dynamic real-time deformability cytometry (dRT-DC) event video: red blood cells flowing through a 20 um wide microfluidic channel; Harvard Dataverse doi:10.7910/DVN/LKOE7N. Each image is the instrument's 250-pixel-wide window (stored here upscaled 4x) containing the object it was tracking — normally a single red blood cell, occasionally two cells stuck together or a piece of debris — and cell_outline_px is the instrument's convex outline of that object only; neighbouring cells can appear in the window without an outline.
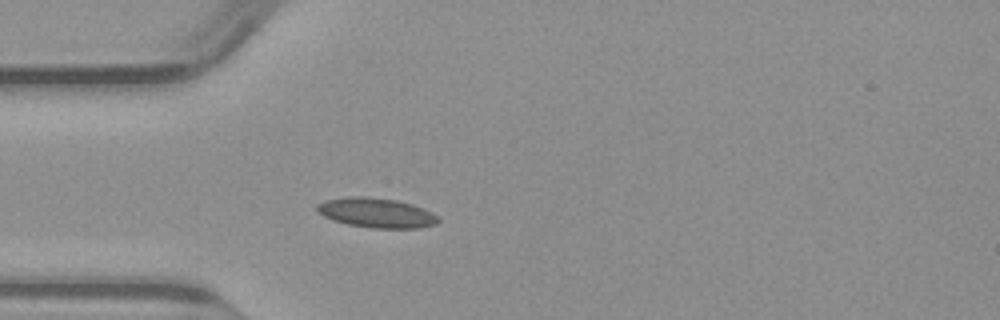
{"species": "common noctule bat (a hibernating species)", "species_latin": "Nyctalus noctula", "temperature_condition": "warm", "stored_images_in_passage": 37, "camera_frame_rate_fps": 3000, "um_per_image_px": 0.085, "animal": {"sex": "male", "body_mass_g": 23.1, "forearm_length_mm": 52.7}, "frame": {"image": 1, "passage_image": 1, "time_ms": 0.0, "image_size_px": [1000, 320], "cell_outline_px": [[440, 220], [436, 224], [420, 228], [372, 228], [348, 224], [332, 220], [316, 212], [316, 204], [324, 200], [348, 196], [368, 196], [396, 200], [412, 204], [424, 208], [440, 216]], "centroid_in_image_um": [31.99, 18.08], "position_along_channel_um": 53.0, "area_um2": 21.33}}
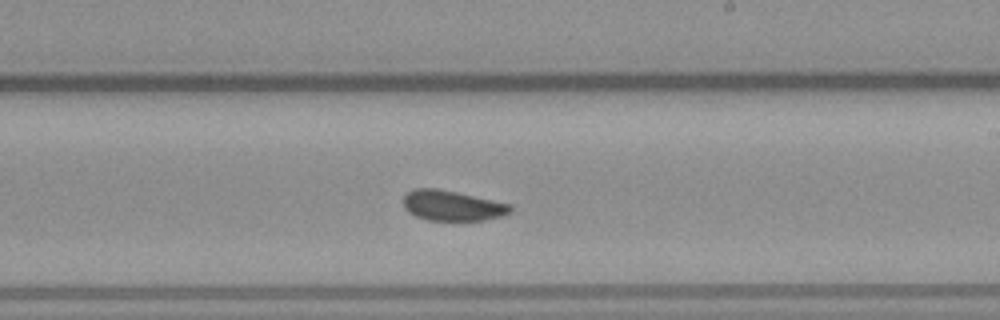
{"frame": {"image": 2, "passage_image": 16, "time_ms": 5.0, "image_size_px": [1000, 320], "cell_outline_px": [[512, 212], [504, 216], [484, 220], [428, 220], [416, 216], [408, 212], [404, 208], [404, 196], [408, 192], [416, 188], [436, 188], [456, 192], [512, 204]], "centroid_in_image_um": [38.47, 17.48], "position_along_channel_um": 250.5, "area_um2": 18.9}}
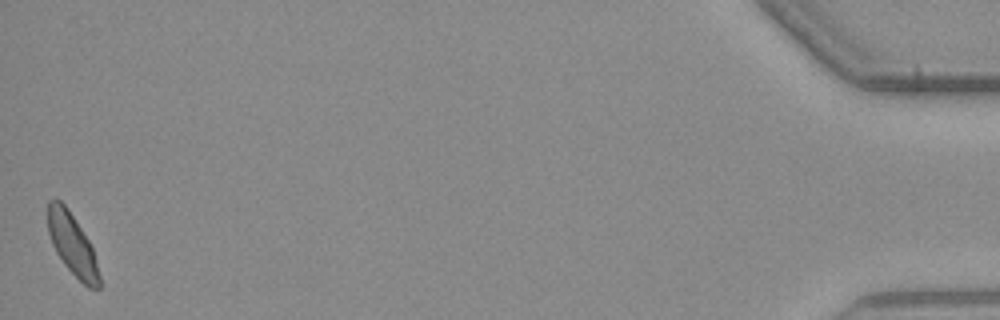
{"frame": {"image": 3, "passage_image": 37, "time_ms": 12.0, "image_size_px": [1000, 320], "cell_outline_px": [[100, 288], [88, 288], [64, 264], [56, 252], [52, 244], [48, 232], [48, 200], [60, 200], [68, 208], [88, 240], [92, 248], [100, 276]], "centroid_in_image_um": [6.13, 20.77], "position_along_channel_um": 429.1, "area_um2": 18.09}}